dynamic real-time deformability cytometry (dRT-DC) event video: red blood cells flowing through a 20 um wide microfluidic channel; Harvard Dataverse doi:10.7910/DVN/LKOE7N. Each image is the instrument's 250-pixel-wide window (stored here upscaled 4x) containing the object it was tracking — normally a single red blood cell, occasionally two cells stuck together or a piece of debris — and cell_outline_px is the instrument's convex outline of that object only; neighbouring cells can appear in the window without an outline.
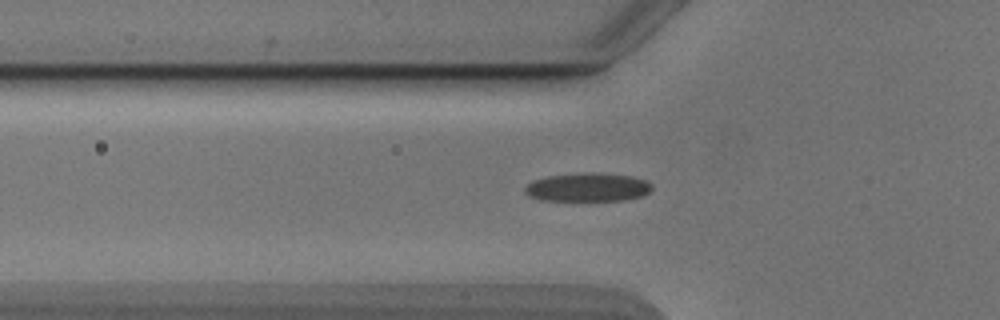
{"species": "Egyptian fruit bat (a non-hibernating species)", "species_latin": "Rousettus aegyptiacus", "temperature_condition": "cold", "stored_images_in_passage": 54, "segment_of_instrument_passage": [1, 2], "camera_frame_rate_fps": 3000, "um_per_image_px": 0.085, "animal": {"sex": "male"}, "frame": {"image": 1, "passage_image": 18, "time_ms": 5.667, "image_size_px": [1000, 320], "cell_outline_px": [[652, 188], [644, 196], [624, 200], [540, 200], [528, 196], [524, 192], [524, 188], [532, 180], [548, 176], [580, 172], [600, 172], [632, 176], [648, 180], [652, 184]], "centroid_in_image_um": [49.97, 15.9], "position_along_channel_um": 75.8, "area_um2": 21.5}}
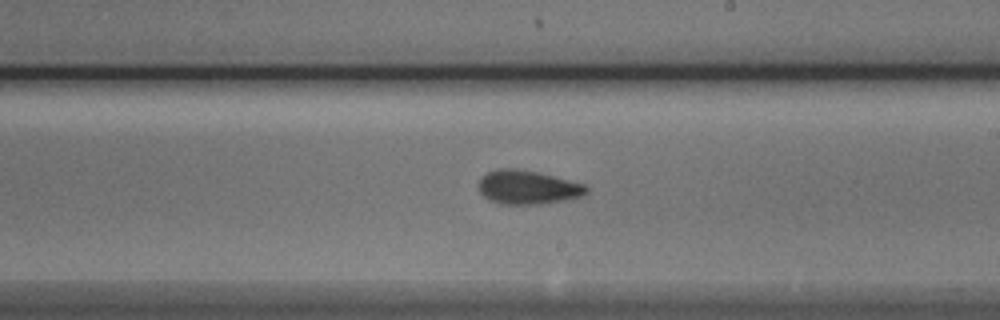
{"frame": {"image": 2, "passage_image": 31, "time_ms": 10.0, "image_size_px": [1000, 320], "cell_outline_px": [[588, 192], [580, 196], [564, 200], [540, 204], [500, 204], [488, 200], [480, 192], [480, 180], [488, 172], [496, 168], [516, 168], [540, 172], [584, 184], [588, 188]], "centroid_in_image_um": [44.85, 15.91], "position_along_channel_um": 244.1, "area_um2": 21.21}}
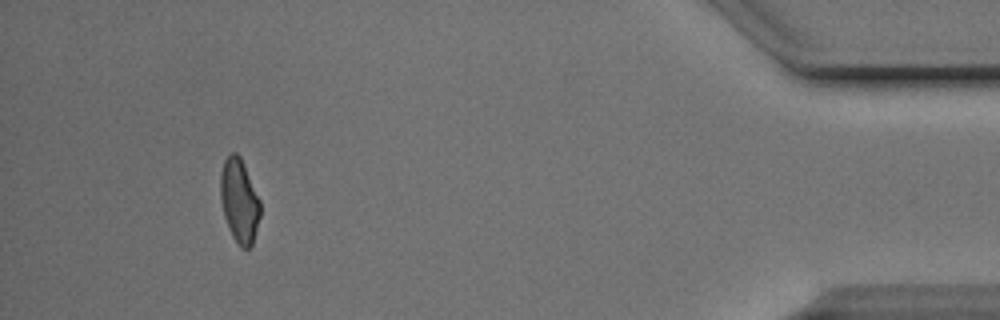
{"frame": {"image": 3, "passage_image": 49, "time_ms": 16.0, "image_size_px": [1000, 320], "cell_outline_px": [[260, 216], [252, 244], [248, 248], [240, 248], [232, 236], [228, 228], [224, 216], [220, 196], [220, 176], [224, 160], [232, 152], [236, 152], [240, 156], [260, 200]], "centroid_in_image_um": [20.33, 17.08], "position_along_channel_um": 414.9, "area_um2": 19.36}}